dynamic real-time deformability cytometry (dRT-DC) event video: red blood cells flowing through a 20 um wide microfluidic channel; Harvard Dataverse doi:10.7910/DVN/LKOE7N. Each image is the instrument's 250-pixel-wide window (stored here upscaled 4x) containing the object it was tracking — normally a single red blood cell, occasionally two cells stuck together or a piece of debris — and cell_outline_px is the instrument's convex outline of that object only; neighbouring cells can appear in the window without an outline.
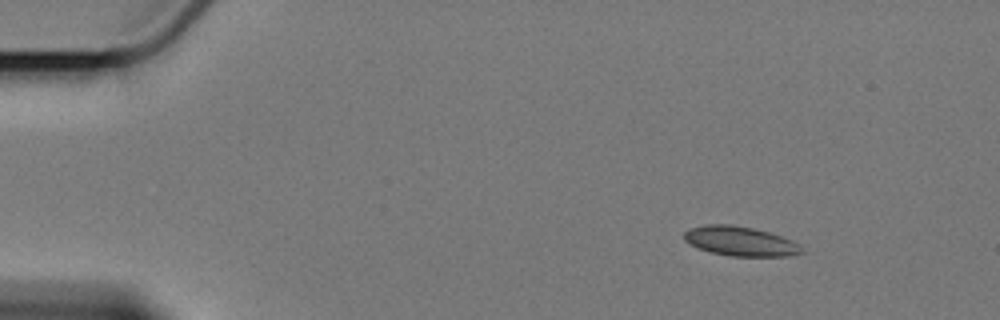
{"species": "Egyptian fruit bat (a non-hibernating species)", "species_latin": "Rousettus aegyptiacus", "temperature_condition": "cold", "stored_images_in_passage": 10, "camera_frame_rate_fps": 3000, "um_per_image_px": 0.085, "animal": {"sex": "female"}, "frame": {"image": 1, "passage_image": 1, "time_ms": 0.0, "image_size_px": [1000, 320], "cell_outline_px": [[804, 252], [788, 256], [732, 256], [712, 252], [700, 248], [684, 240], [684, 232], [692, 228], [708, 224], [732, 224], [752, 228], [768, 232], [792, 240], [800, 244]], "centroid_in_image_um": [62.96, 20.5], "position_along_channel_um": 22.0, "area_um2": 19.94}}
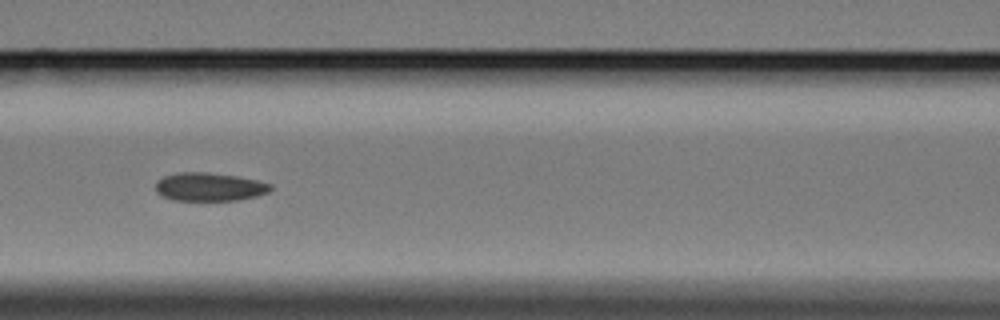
{"frame": {"image": 2, "passage_image": 6, "time_ms": 6.333, "image_size_px": [1000, 320], "cell_outline_px": [[272, 188], [268, 192], [256, 196], [240, 200], [172, 200], [156, 192], [156, 180], [164, 176], [180, 172], [208, 172], [236, 176], [256, 180], [272, 184]], "centroid_in_image_um": [17.79, 15.88], "position_along_channel_um": 148.8, "area_um2": 18.96}}
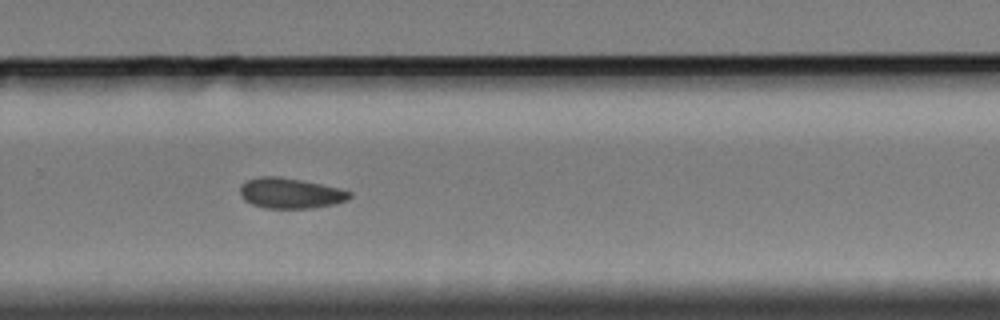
{"frame": {"image": 3, "passage_image": 10, "time_ms": 11.0, "image_size_px": [1000, 320], "cell_outline_px": [[352, 196], [348, 200], [332, 204], [312, 208], [264, 208], [252, 204], [244, 200], [240, 196], [240, 184], [248, 180], [260, 176], [280, 176], [340, 188], [352, 192]], "centroid_in_image_um": [24.66, 16.42], "position_along_channel_um": 305.1, "area_um2": 19.48}}